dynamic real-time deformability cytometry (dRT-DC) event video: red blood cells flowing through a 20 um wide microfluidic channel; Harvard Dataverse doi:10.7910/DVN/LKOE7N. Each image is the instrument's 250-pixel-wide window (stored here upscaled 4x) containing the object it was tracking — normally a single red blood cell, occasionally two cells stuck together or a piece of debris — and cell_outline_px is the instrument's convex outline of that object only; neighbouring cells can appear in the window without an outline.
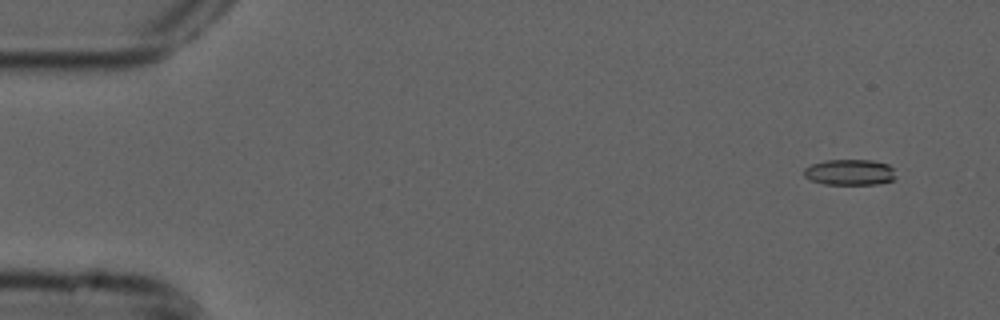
{"species": "common noctule bat (a hibernating species)", "species_latin": "Nyctalus noctula", "temperature_condition": "cold", "stored_images_in_passage": 21, "camera_frame_rate_fps": 3000, "um_per_image_px": 0.085, "animal": {"sex": "male", "forearm_length_mm": 52.5}, "frame": {"image": 1, "passage_image": 1, "time_ms": 0.0, "image_size_px": [1000, 320], "cell_outline_px": [[896, 176], [892, 180], [880, 184], [824, 184], [812, 180], [804, 176], [804, 168], [812, 164], [824, 160], [872, 160], [888, 164], [892, 168]], "centroid_in_image_um": [72.23, 14.64], "position_along_channel_um": 12.8, "area_um2": 13.81}}
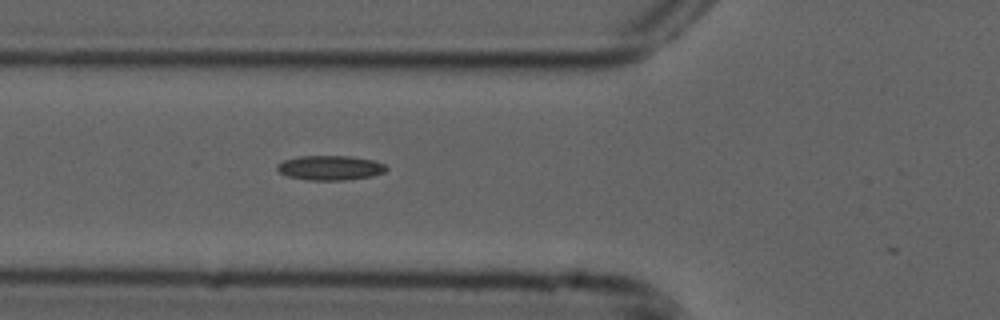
{"frame": {"image": 2, "passage_image": 17, "time_ms": 5.333, "image_size_px": [1000, 320], "cell_outline_px": [[388, 168], [384, 172], [372, 176], [344, 180], [308, 180], [288, 176], [280, 172], [276, 168], [276, 164], [284, 160], [300, 156], [352, 156], [376, 160], [384, 164]], "centroid_in_image_um": [28.08, 14.25], "position_along_channel_um": 97.7, "area_um2": 15.72}}
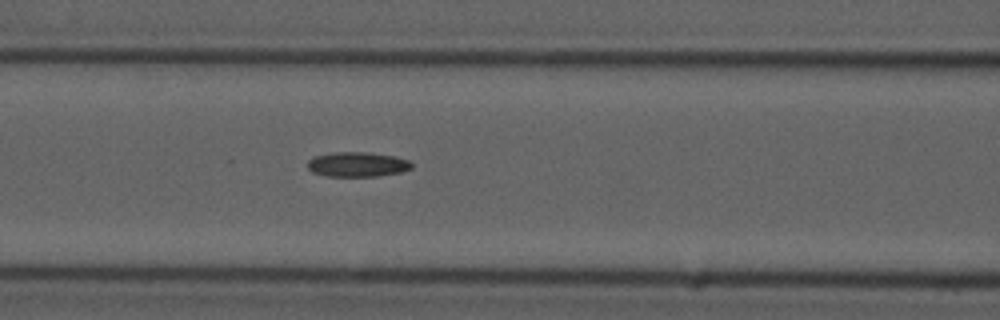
{"frame": {"image": 3, "passage_image": 20, "time_ms": 6.333, "image_size_px": [1000, 320], "cell_outline_px": [[412, 168], [400, 172], [376, 176], [328, 176], [312, 172], [308, 168], [308, 160], [316, 156], [336, 152], [364, 152], [392, 156], [408, 160], [412, 164]], "centroid_in_image_um": [30.36, 13.98], "position_along_channel_um": 136.2, "area_um2": 14.74}}